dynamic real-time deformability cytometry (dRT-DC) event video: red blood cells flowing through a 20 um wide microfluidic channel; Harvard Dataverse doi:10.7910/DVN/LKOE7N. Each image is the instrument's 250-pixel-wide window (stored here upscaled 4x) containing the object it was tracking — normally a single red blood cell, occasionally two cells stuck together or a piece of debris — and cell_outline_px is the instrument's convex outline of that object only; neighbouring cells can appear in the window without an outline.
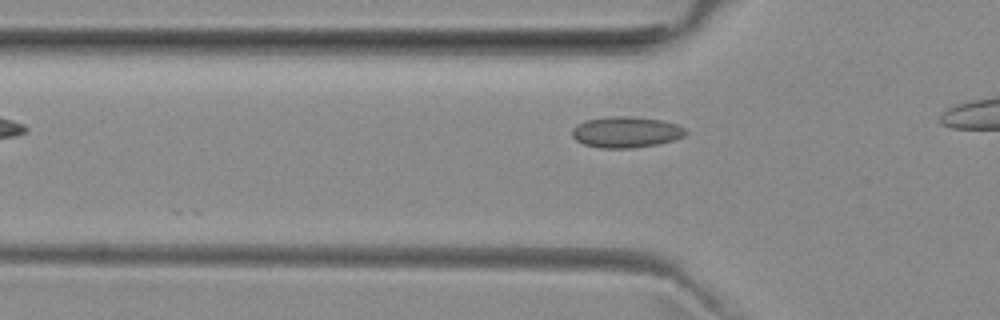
{"species": "common noctule bat (a hibernating species)", "species_latin": "Nyctalus noctula", "temperature_condition": "room temperature", "stored_images_in_passage": 5, "camera_frame_rate_fps": 3000, "um_per_image_px": 0.085, "animal": {"sex": "female", "body_mass_g": 29.2, "forearm_length_mm": 56.3}, "frame": {"image": 1, "passage_image": 2, "time_ms": 0.333, "image_size_px": [1000, 320], "cell_outline_px": [[688, 132], [684, 136], [672, 140], [656, 144], [632, 148], [600, 148], [584, 144], [576, 140], [572, 136], [572, 128], [584, 120], [608, 116], [628, 116], [660, 120], [676, 124], [684, 128]], "centroid_in_image_um": [53.18, 11.22], "position_along_channel_um": 72.6, "area_um2": 20.46}}